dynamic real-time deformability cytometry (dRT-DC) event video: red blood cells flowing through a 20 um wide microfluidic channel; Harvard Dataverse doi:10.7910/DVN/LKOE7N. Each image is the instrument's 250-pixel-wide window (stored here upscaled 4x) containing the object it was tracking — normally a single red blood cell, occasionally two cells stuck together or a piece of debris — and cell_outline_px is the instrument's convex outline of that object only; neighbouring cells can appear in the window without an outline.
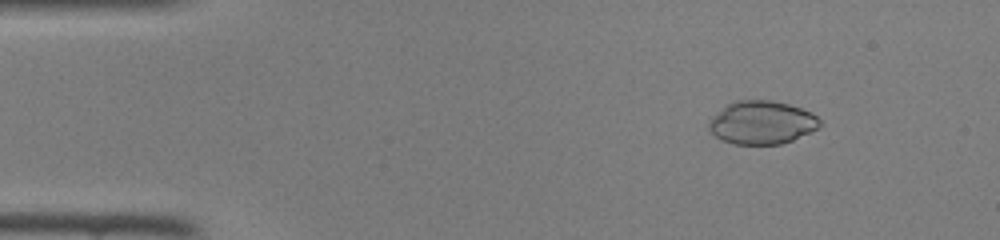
{"species": "common noctule bat (a hibernating species)", "species_latin": "Nyctalus noctula", "temperature_condition": "room temperature", "stored_images_in_passage": 46, "camera_frame_rate_fps": 3000, "um_per_image_px": 0.085, "animal": {"sex": "female", "body_mass_g": 22.0, "forearm_length_mm": 56.7}, "frame": {"image": 1, "passage_image": 6, "time_ms": 1.667, "image_size_px": [1000, 240], "cell_outline_px": [[824, 124], [820, 128], [792, 140], [780, 144], [736, 144], [720, 140], [708, 128], [708, 120], [712, 116], [732, 100], [772, 100], [788, 104], [800, 108], [816, 116]], "centroid_in_image_um": [64.74, 10.41], "position_along_channel_um": 20.3, "area_um2": 28.09}}
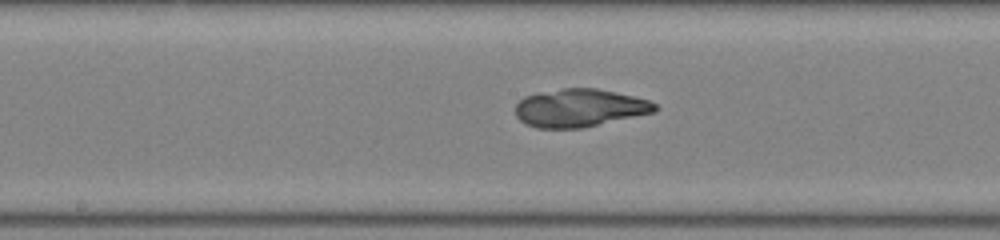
{"frame": {"image": 2, "passage_image": 24, "time_ms": 7.667, "image_size_px": [1000, 240], "cell_outline_px": [[660, 108], [656, 112], [580, 128], [536, 128], [524, 124], [516, 116], [516, 104], [524, 96], [540, 92], [564, 88], [596, 88], [616, 92], [648, 100], [656, 104]], "centroid_in_image_um": [49.26, 9.17], "position_along_channel_um": 198.9, "area_um2": 30.87}}
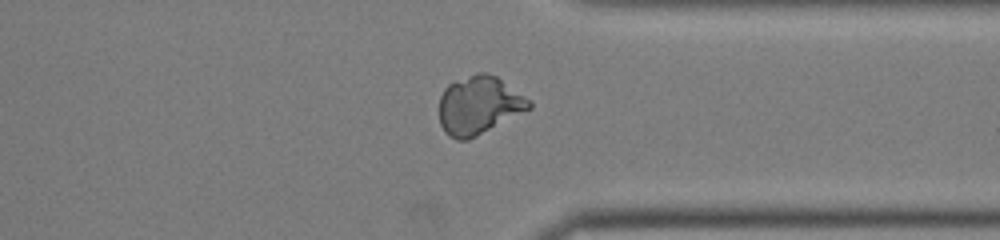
{"frame": {"image": 3, "passage_image": 36, "time_ms": 11.667, "image_size_px": [1000, 240], "cell_outline_px": [[532, 108], [468, 140], [456, 140], [448, 136], [444, 132], [440, 124], [440, 96], [444, 88], [448, 84], [456, 80], [476, 72], [488, 72], [496, 76], [532, 100]], "centroid_in_image_um": [40.71, 8.94], "position_along_channel_um": 370.7, "area_um2": 30.75}}